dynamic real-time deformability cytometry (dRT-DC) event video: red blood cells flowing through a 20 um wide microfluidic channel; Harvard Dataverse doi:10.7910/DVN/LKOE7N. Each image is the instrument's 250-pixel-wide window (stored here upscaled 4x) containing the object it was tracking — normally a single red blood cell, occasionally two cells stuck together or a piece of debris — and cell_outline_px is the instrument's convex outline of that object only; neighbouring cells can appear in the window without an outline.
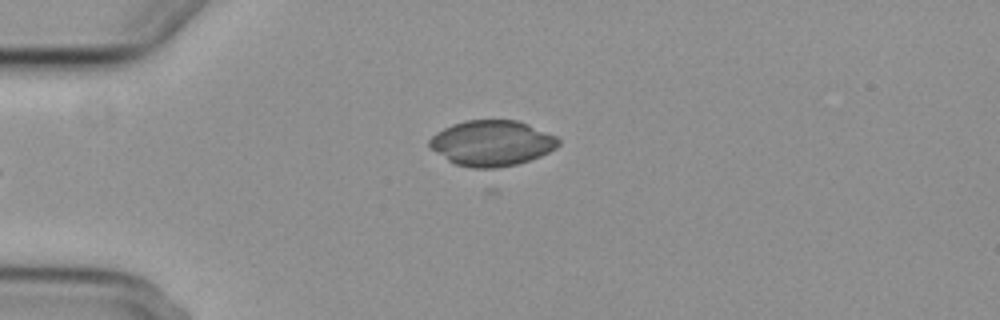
{"species": "common noctule bat (a hibernating species)", "species_latin": "Nyctalus noctula", "temperature_condition": "cold", "stored_images_in_passage": 4, "camera_frame_rate_fps": 3000, "um_per_image_px": 0.085, "animal": {"sex": "female", "body_mass_g": 29.2, "forearm_length_mm": 56.3}, "frame": {"image": 1, "passage_image": 3, "time_ms": 2.333, "image_size_px": [1000, 320], "cell_outline_px": [[560, 144], [556, 148], [540, 156], [516, 164], [488, 172], [456, 164], [448, 160], [428, 148], [428, 140], [436, 132], [452, 124], [464, 120], [516, 120], [528, 124], [556, 136], [560, 140]], "centroid_in_image_um": [41.77, 12.19], "position_along_channel_um": 43.2, "area_um2": 34.8}}